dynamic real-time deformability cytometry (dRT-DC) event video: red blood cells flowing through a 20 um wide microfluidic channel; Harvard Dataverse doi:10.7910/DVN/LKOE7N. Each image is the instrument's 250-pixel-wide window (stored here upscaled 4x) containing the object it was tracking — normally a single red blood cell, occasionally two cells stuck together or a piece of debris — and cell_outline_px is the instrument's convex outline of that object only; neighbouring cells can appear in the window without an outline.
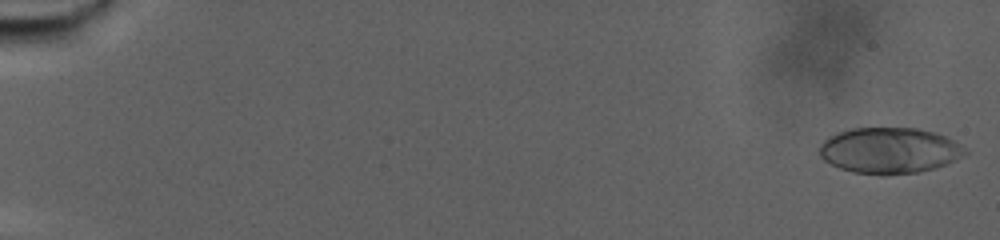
{"species": "human", "species_latin": "Homo sapiens", "temperature_condition": "warm", "stored_images_in_passage": 80, "camera_frame_rate_fps": 3000, "um_per_image_px": 0.085, "donor": {"sex": "male"}, "frame": {"image": 1, "passage_image": 2, "time_ms": 0.333, "image_size_px": [1000, 240], "cell_outline_px": [[968, 152], [948, 164], [936, 168], [920, 172], [888, 176], [884, 176], [852, 172], [840, 168], [824, 160], [820, 156], [820, 144], [828, 136], [852, 128], [916, 128], [932, 132], [944, 136], [960, 144]], "centroid_in_image_um": [75.59, 12.81], "position_along_channel_um": 9.4, "area_um2": 39.13}}
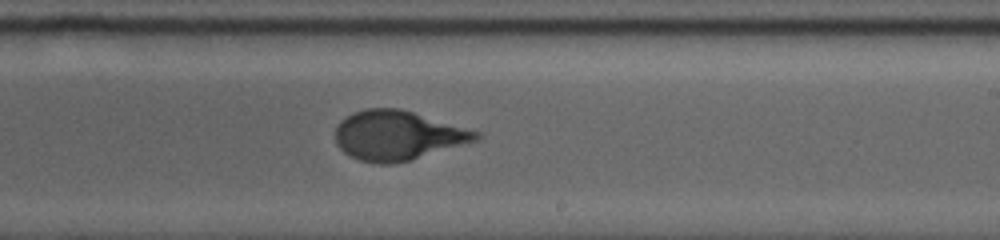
{"frame": {"image": 2, "passage_image": 52, "time_ms": 17.0, "image_size_px": [1000, 240], "cell_outline_px": [[484, 136], [480, 140], [408, 160], [392, 164], [380, 164], [360, 160], [344, 152], [336, 144], [336, 128], [340, 120], [352, 112], [364, 108], [400, 108], [484, 132]], "centroid_in_image_um": [33.86, 11.49], "position_along_channel_um": 255.1, "area_um2": 40.86}}
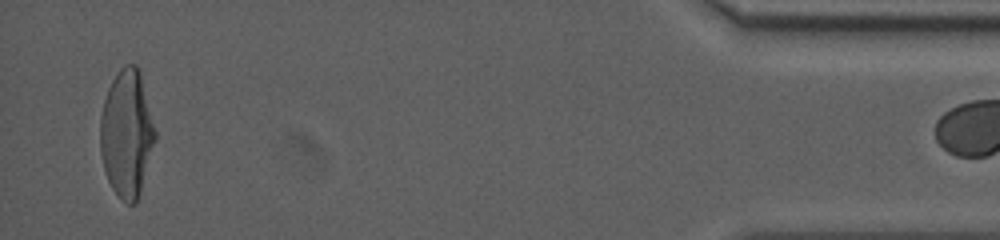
{"frame": {"image": 3, "passage_image": 79, "time_ms": 26.0, "image_size_px": [1000, 240], "cell_outline_px": [[156, 140], [140, 192], [136, 204], [128, 204], [120, 200], [112, 188], [104, 172], [100, 152], [100, 116], [104, 100], [108, 88], [112, 80], [120, 68], [124, 64], [136, 64], [140, 68], [156, 132]], "centroid_in_image_um": [10.77, 11.35], "position_along_channel_um": 424.4, "area_um2": 41.21}}